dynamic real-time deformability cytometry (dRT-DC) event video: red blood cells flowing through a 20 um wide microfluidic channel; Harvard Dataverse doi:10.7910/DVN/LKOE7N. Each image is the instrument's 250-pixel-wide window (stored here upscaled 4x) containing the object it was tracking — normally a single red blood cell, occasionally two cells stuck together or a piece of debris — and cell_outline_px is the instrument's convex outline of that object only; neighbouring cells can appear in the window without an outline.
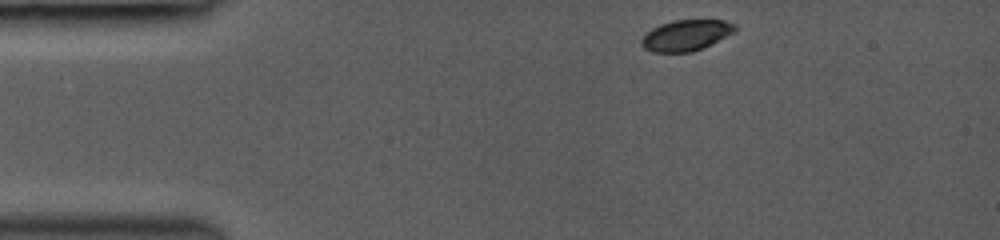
{"species": "common noctule bat (a hibernating species)", "species_latin": "Nyctalus noctula", "temperature_condition": "room temperature", "stored_images_in_passage": 38, "camera_frame_rate_fps": 3000, "um_per_image_px": 0.085, "animal": {"sex": "female", "body_mass_g": 19.0, "forearm_length_mm": 53.3}, "frame": {"image": 1, "passage_image": 1, "time_ms": 0.0, "image_size_px": [1000, 240], "cell_outline_px": [[736, 28], [732, 32], [692, 52], [652, 52], [644, 48], [640, 44], [640, 40], [652, 28], [660, 24], [672, 20], [724, 20], [736, 24]], "centroid_in_image_um": [58.25, 2.99], "position_along_channel_um": 26.8, "area_um2": 16.47}}
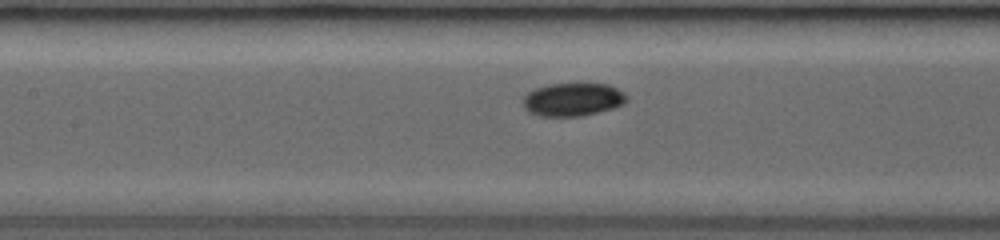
{"frame": {"image": 2, "passage_image": 15, "time_ms": 4.667, "image_size_px": [1000, 240], "cell_outline_px": [[628, 100], [624, 104], [612, 108], [584, 116], [540, 116], [528, 112], [524, 108], [524, 96], [528, 92], [536, 88], [548, 84], [608, 84], [616, 88], [628, 96]], "centroid_in_image_um": [48.69, 8.46], "position_along_channel_um": 158.7, "area_um2": 20.0}}
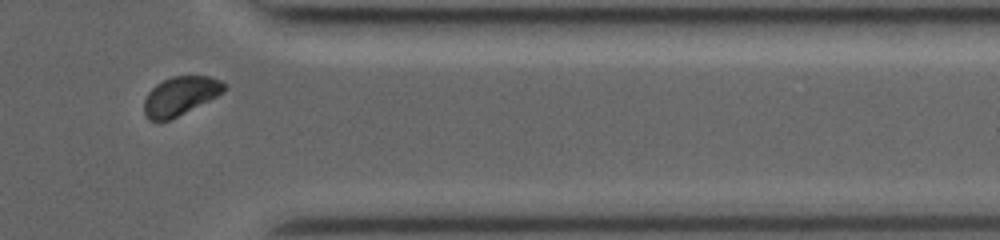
{"frame": {"image": 3, "passage_image": 32, "time_ms": 10.333, "image_size_px": [1000, 240], "cell_outline_px": [[228, 84], [224, 92], [160, 124], [148, 120], [144, 116], [144, 100], [148, 92], [156, 84], [172, 76], [208, 76], [224, 80]], "centroid_in_image_um": [15.31, 8.16], "position_along_channel_um": 396.1, "area_um2": 18.21}}